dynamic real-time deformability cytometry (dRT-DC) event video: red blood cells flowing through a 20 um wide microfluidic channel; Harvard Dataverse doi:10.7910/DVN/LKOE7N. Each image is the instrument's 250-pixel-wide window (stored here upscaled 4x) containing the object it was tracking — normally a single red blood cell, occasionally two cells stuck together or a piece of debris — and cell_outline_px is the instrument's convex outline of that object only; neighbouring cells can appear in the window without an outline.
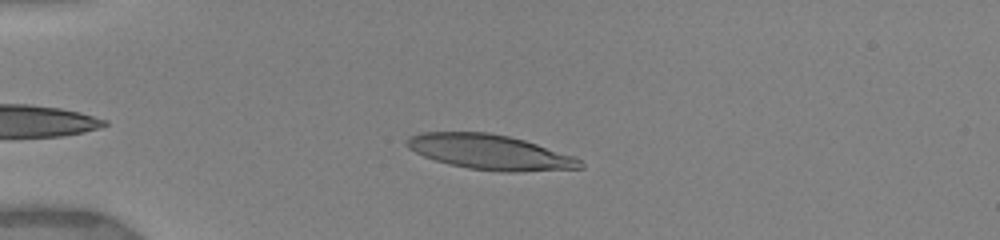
{"species": "human", "species_latin": "Homo sapiens", "temperature_condition": "warm", "stored_images_in_passage": 28, "camera_frame_rate_fps": 3000, "um_per_image_px": 0.085, "donor": {"sex": "female"}, "frame": {"image": 1, "passage_image": 12, "time_ms": 3.0, "image_size_px": [1000, 240], "cell_outline_px": [[584, 168], [512, 172], [504, 172], [468, 168], [448, 164], [424, 156], [408, 148], [404, 144], [408, 136], [420, 132], [488, 132], [508, 136], [524, 140], [572, 156], [580, 160], [584, 164]], "centroid_in_image_um": [41.6, 12.92], "position_along_channel_um": 43.4, "area_um2": 35.14}}
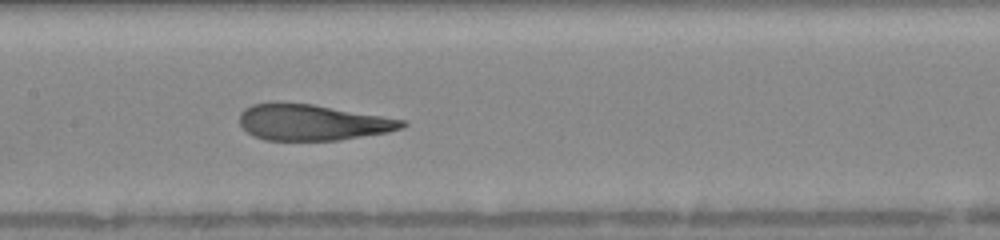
{"frame": {"image": 2, "passage_image": 25, "time_ms": 7.333, "image_size_px": [1000, 240], "cell_outline_px": [[408, 124], [404, 128], [388, 132], [340, 140], [264, 140], [252, 136], [240, 124], [240, 112], [244, 108], [252, 104], [272, 100], [276, 100], [312, 104], [408, 120]], "centroid_in_image_um": [26.54, 10.38], "position_along_channel_um": 180.9, "area_um2": 34.8}}
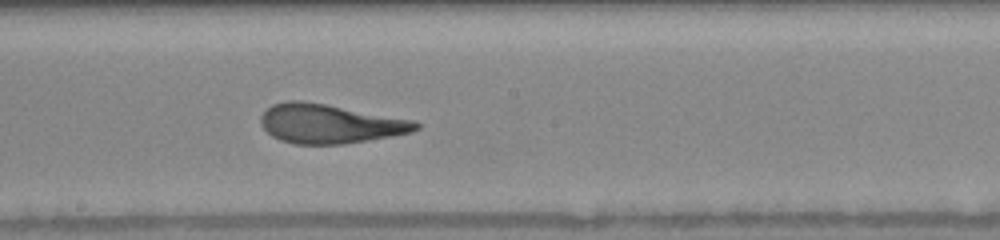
{"frame": {"image": 3, "passage_image": 28, "time_ms": 8.333, "image_size_px": [1000, 240], "cell_outline_px": [[420, 128], [412, 132], [344, 144], [296, 144], [280, 140], [272, 136], [260, 124], [260, 116], [272, 104], [288, 100], [304, 100], [416, 120], [420, 124]], "centroid_in_image_um": [28.03, 10.5], "position_along_channel_um": 220.2, "area_um2": 35.49}}